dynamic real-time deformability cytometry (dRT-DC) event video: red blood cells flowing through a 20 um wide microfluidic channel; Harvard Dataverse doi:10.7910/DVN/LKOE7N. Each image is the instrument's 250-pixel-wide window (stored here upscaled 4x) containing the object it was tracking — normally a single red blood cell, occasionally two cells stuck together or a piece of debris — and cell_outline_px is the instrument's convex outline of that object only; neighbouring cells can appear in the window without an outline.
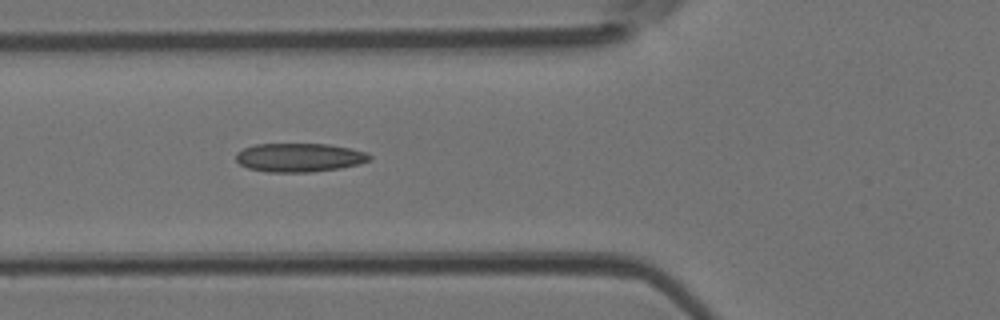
{"species": "Egyptian fruit bat (a non-hibernating species)", "species_latin": "Rousettus aegyptiacus", "temperature_condition": "room temperature", "stored_images_in_passage": 8, "camera_frame_rate_fps": 3000, "um_per_image_px": 0.085, "animal": {"sex": "female"}, "frame": {"image": 1, "passage_image": 6, "time_ms": 1.667, "image_size_px": [1000, 320], "cell_outline_px": [[372, 160], [360, 164], [340, 168], [312, 172], [268, 172], [248, 168], [240, 164], [236, 160], [236, 152], [244, 148], [256, 144], [328, 144], [352, 148], [368, 152], [372, 156]], "centroid_in_image_um": [25.49, 13.39], "position_along_channel_um": 100.3, "area_um2": 22.6}}
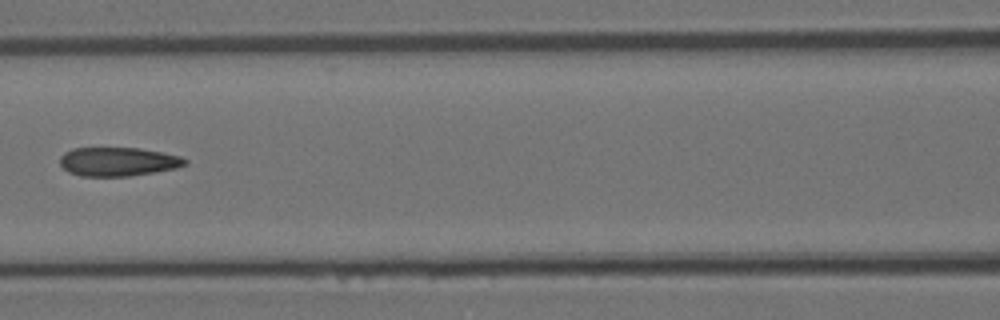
{"frame": {"image": 2, "passage_image": 7, "time_ms": 2.0, "image_size_px": [1000, 320], "cell_outline_px": [[188, 164], [176, 168], [128, 176], [80, 176], [68, 172], [60, 164], [60, 156], [64, 152], [72, 148], [140, 148], [180, 156], [188, 160]], "centroid_in_image_um": [10.01, 13.74], "position_along_channel_um": 156.6, "area_um2": 20.98}}
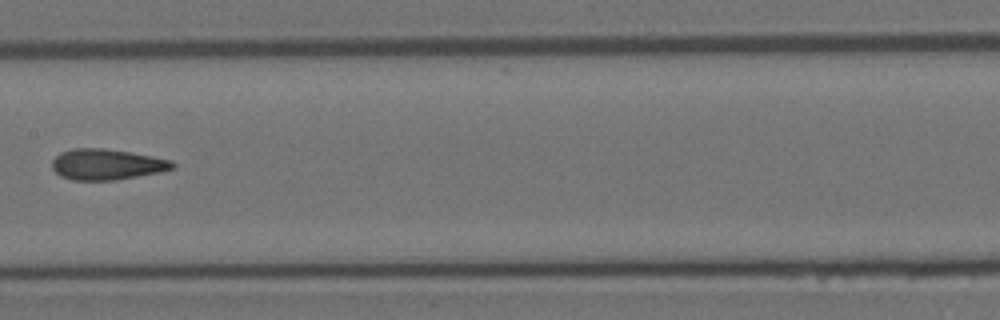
{"frame": {"image": 3, "passage_image": 8, "time_ms": 2.333, "image_size_px": [1000, 320], "cell_outline_px": [[176, 164], [172, 168], [160, 172], [116, 180], [72, 180], [60, 176], [52, 168], [52, 160], [60, 152], [72, 148], [104, 148], [152, 156], [172, 160]], "centroid_in_image_um": [9.05, 13.97], "position_along_channel_um": 198.4, "area_um2": 21.62}}